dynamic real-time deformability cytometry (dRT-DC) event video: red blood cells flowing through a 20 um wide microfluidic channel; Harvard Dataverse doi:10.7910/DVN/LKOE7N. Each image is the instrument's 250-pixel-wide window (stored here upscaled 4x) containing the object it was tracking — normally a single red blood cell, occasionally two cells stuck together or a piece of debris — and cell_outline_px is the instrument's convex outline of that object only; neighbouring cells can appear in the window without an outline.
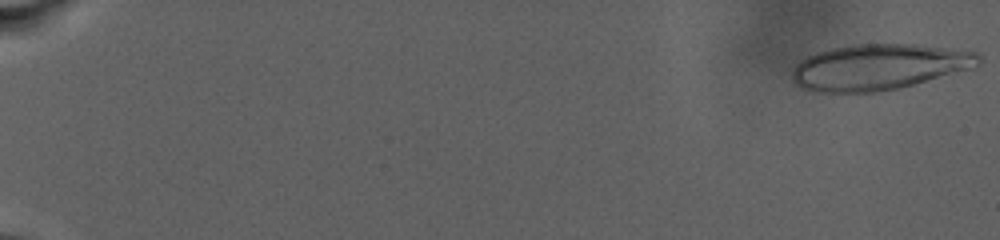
{"species": "human", "species_latin": "Homo sapiens", "temperature_condition": "warm", "stored_images_in_passage": 82, "camera_frame_rate_fps": 3000, "um_per_image_px": 0.085, "donor": {"sex": "male"}, "frame": {"image": 1, "passage_image": 1, "time_ms": 0.0, "image_size_px": [1000, 240], "cell_outline_px": [[984, 60], [980, 64], [968, 68], [900, 88], [876, 92], [820, 92], [804, 88], [796, 84], [792, 80], [792, 68], [800, 60], [816, 52], [832, 48], [852, 44], [916, 44], [976, 52]], "centroid_in_image_um": [74.66, 5.68], "position_along_channel_um": 10.3, "area_um2": 49.42}}
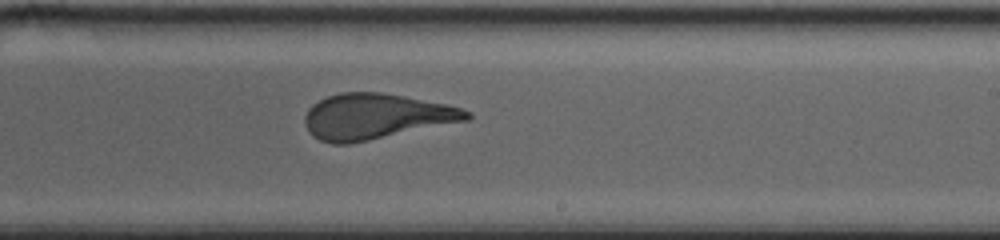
{"frame": {"image": 2, "passage_image": 54, "time_ms": 17.667, "image_size_px": [1000, 240], "cell_outline_px": [[472, 116], [468, 120], [348, 144], [332, 144], [320, 140], [312, 136], [304, 120], [304, 116], [308, 108], [312, 104], [328, 96], [340, 92], [380, 92], [404, 96], [448, 104], [472, 112]], "centroid_in_image_um": [31.94, 9.89], "position_along_channel_um": 257.1, "area_um2": 42.77}}
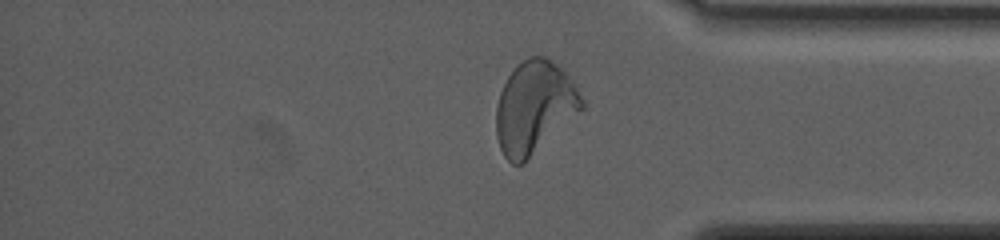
{"frame": {"image": 3, "passage_image": 70, "time_ms": 23.0, "image_size_px": [1000, 240], "cell_outline_px": [[584, 108], [524, 164], [512, 164], [504, 156], [500, 148], [496, 136], [496, 108], [500, 92], [508, 76], [516, 64], [528, 56], [544, 56], [552, 60], [564, 68], [584, 100]], "centroid_in_image_um": [45.42, 9.12], "position_along_channel_um": 389.8, "area_um2": 46.41}, "authors_computed_cell_mechanics": {"area_um2": 46.3845, "velocity_mm_per_s": 2.6217, "shape_relaxation_time_tau1_ms": null, "shape_relaxation_time_tau2_ms": 1.112, "deformation_change_tau1": null, "deformation_change_tau2": 0.1009}}